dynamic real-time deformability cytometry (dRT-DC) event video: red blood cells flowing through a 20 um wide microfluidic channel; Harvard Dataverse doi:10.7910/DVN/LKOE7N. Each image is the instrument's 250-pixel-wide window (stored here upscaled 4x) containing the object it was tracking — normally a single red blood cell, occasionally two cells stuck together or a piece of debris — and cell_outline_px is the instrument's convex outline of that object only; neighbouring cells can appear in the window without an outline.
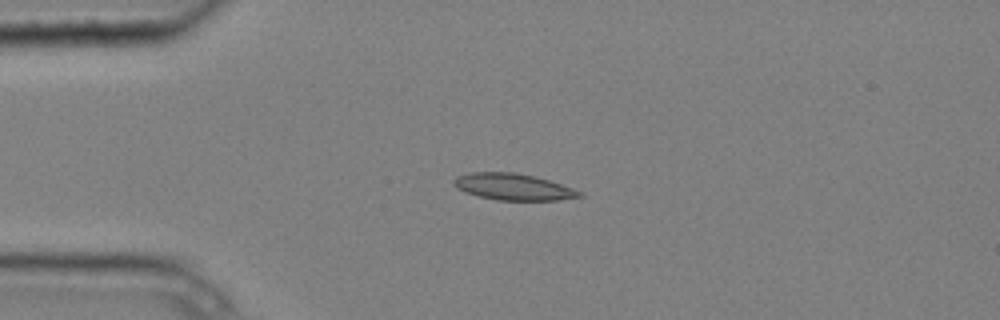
{"species": "common noctule bat (a hibernating species)", "species_latin": "Nyctalus noctula", "temperature_condition": "cold", "stored_images_in_passage": 4, "camera_frame_rate_fps": 3000, "um_per_image_px": 0.085, "animal": {"sex": "male", "body_mass_g": 20.4}, "frame": {"image": 1, "passage_image": 3, "time_ms": 0.667, "image_size_px": [1000, 320], "cell_outline_px": [[584, 196], [560, 200], [496, 200], [476, 196], [464, 192], [456, 188], [452, 184], [452, 180], [456, 176], [472, 172], [516, 172], [536, 176], [584, 192]], "centroid_in_image_um": [43.59, 15.88], "position_along_channel_um": 41.4, "area_um2": 19.71}}